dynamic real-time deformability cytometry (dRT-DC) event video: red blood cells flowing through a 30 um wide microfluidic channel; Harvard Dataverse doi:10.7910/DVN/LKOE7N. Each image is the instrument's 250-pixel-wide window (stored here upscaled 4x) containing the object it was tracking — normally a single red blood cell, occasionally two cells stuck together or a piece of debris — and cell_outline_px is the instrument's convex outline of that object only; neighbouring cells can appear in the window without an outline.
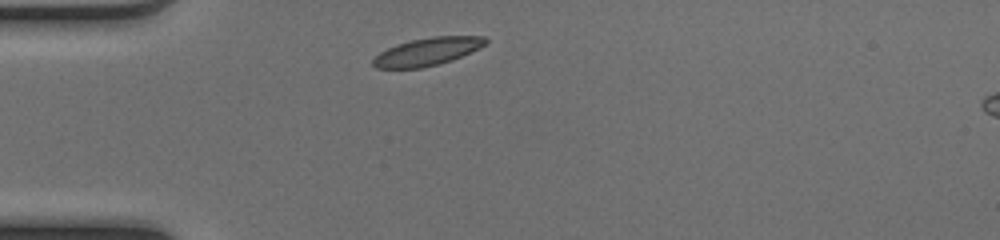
{"species": "common noctule bat (a hibernating species)", "species_latin": "Nyctalus noctula", "temperature_condition": "cold", "stored_images_in_passage": 37, "camera_frame_rate_fps": 3000, "um_per_image_px": 0.085, "animal": {"sex": "female", "body_mass_g": 17.0, "forearm_length_mm": 48.0}, "frame": {"image": 1, "passage_image": 1, "time_ms": 0.0, "image_size_px": [1000, 240], "cell_outline_px": [[488, 44], [452, 60], [420, 68], [376, 68], [372, 64], [372, 60], [380, 52], [396, 44], [412, 40], [432, 36], [484, 36], [488, 40]], "centroid_in_image_um": [36.34, 4.38], "position_along_channel_um": 48.7, "area_um2": 18.09}}
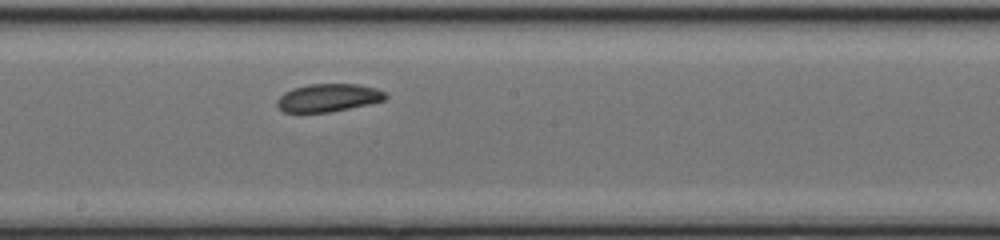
{"frame": {"image": 2, "passage_image": 15, "time_ms": 4.667, "image_size_px": [1000, 240], "cell_outline_px": [[388, 96], [384, 100], [368, 104], [328, 112], [284, 112], [276, 104], [276, 100], [284, 92], [292, 88], [308, 84], [356, 84], [376, 88], [384, 92]], "centroid_in_image_um": [27.88, 8.3], "position_along_channel_um": 220.3, "area_um2": 17.51}}
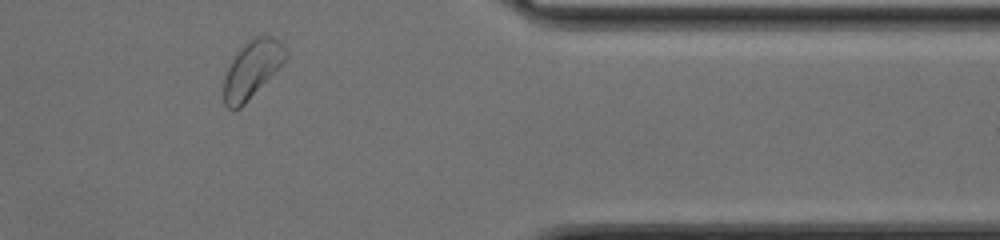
{"frame": {"image": 3, "passage_image": 29, "time_ms": 9.333, "image_size_px": [1000, 240], "cell_outline_px": [[288, 56], [244, 104], [240, 108], [232, 112], [224, 104], [224, 76], [236, 52], [248, 40], [260, 32], [272, 36], [288, 52]], "centroid_in_image_um": [21.38, 5.86], "position_along_channel_um": 390.0, "area_um2": 20.4}, "authors_computed_cell_mechanics": {"area_um2": 18.8428, "velocity_mm_per_s": 4.0536, "shape_relaxation_time_tau1_ms": 4.4794, "shape_relaxation_time_tau2_ms": null, "deformation_change_tau1": 0.0987, "deformation_change_tau2": null}}